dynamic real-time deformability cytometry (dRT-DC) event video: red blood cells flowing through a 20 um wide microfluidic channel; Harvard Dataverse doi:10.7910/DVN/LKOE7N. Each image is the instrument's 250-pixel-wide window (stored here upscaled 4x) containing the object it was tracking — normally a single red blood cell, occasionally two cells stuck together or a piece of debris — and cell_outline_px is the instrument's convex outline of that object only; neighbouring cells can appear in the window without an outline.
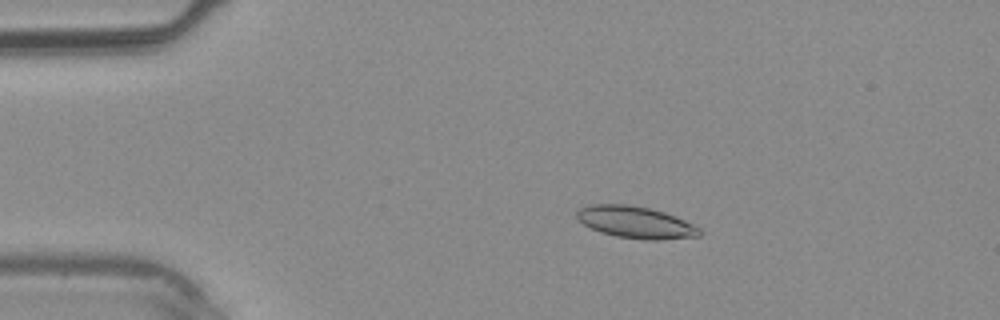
{"species": "common noctule bat (a hibernating species)", "species_latin": "Nyctalus noctula", "temperature_condition": "warm", "stored_images_in_passage": 39, "camera_frame_rate_fps": 3000, "um_per_image_px": 0.085, "animal": {"sex": "male", "body_mass_g": 20.4}, "frame": {"image": 1, "passage_image": 8, "time_ms": 2.333, "image_size_px": [1000, 320], "cell_outline_px": [[700, 236], [656, 240], [648, 240], [616, 236], [600, 232], [576, 220], [576, 212], [580, 208], [588, 204], [628, 204], [648, 208], [664, 212], [684, 220], [700, 228]], "centroid_in_image_um": [53.98, 18.88], "position_along_channel_um": 31.0, "area_um2": 22.72}}
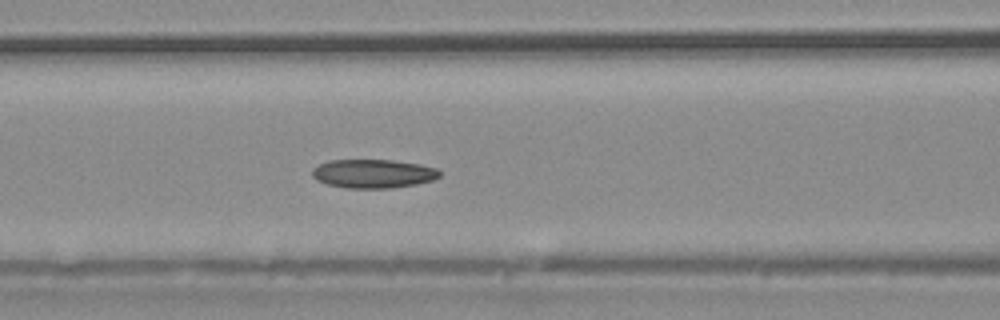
{"frame": {"image": 2, "passage_image": 17, "time_ms": 5.333, "image_size_px": [1000, 320], "cell_outline_px": [[440, 176], [432, 180], [416, 184], [388, 188], [348, 188], [328, 184], [316, 180], [312, 176], [312, 168], [328, 160], [392, 160], [420, 164], [436, 168], [440, 172]], "centroid_in_image_um": [31.7, 14.75], "position_along_channel_um": 134.9, "area_um2": 21.27}}
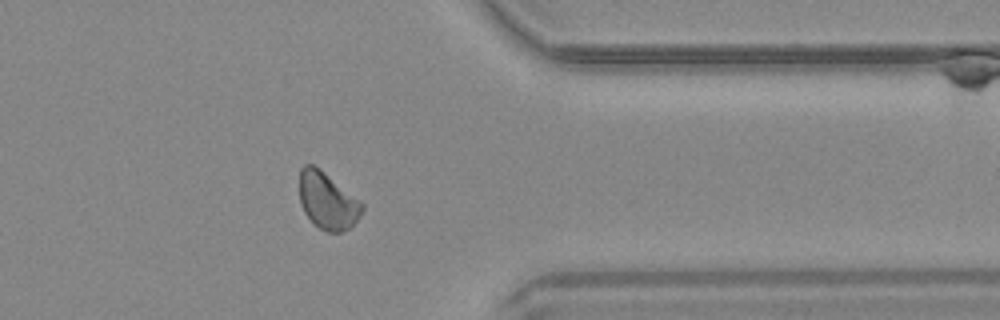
{"frame": {"image": 3, "passage_image": 32, "time_ms": 10.333, "image_size_px": [1000, 320], "cell_outline_px": [[364, 208], [360, 216], [348, 228], [340, 232], [328, 232], [320, 228], [304, 212], [300, 204], [300, 168], [304, 164], [312, 164], [360, 200], [364, 204]], "centroid_in_image_um": [27.83, 17.07], "position_along_channel_um": 383.6, "area_um2": 20.29}}